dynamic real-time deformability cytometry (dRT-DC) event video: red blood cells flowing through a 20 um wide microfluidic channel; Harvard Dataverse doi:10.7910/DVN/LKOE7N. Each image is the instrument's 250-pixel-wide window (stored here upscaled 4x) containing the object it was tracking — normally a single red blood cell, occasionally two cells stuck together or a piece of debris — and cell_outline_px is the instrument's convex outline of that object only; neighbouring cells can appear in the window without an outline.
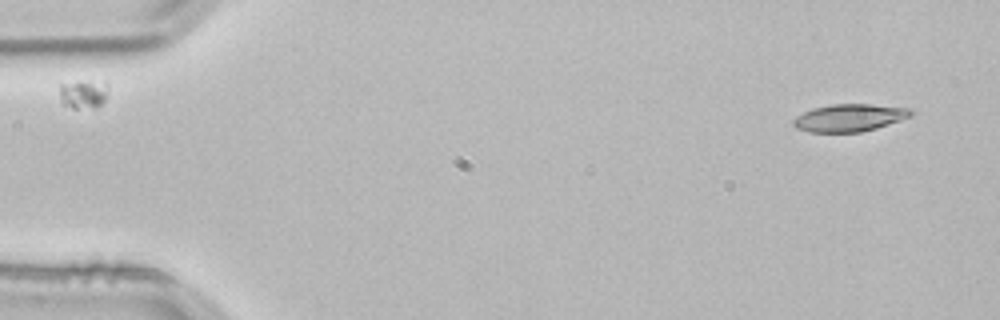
{"species": "common noctule bat (a hibernating species)", "species_latin": "Nyctalus noctula", "temperature_condition": "room temperature", "stored_images_in_passage": 3, "segment_of_instrument_passage": [2, 2], "camera_frame_rate_fps": 3000, "um_per_image_px": 0.085, "animal": {"sex": "male", "body_mass_g": 21.5, "forearm_length_mm": 52.0}, "frame": {"image": 1, "passage_image": 3, "time_ms": 0.667, "image_size_px": [1000, 320], "cell_outline_px": [[916, 112], [912, 116], [876, 128], [860, 132], [808, 132], [796, 128], [792, 124], [792, 120], [796, 116], [812, 108], [832, 104], [872, 104], [912, 108]], "centroid_in_image_um": [72.22, 10.0], "position_along_channel_um": 12.8, "area_um2": 19.02}}